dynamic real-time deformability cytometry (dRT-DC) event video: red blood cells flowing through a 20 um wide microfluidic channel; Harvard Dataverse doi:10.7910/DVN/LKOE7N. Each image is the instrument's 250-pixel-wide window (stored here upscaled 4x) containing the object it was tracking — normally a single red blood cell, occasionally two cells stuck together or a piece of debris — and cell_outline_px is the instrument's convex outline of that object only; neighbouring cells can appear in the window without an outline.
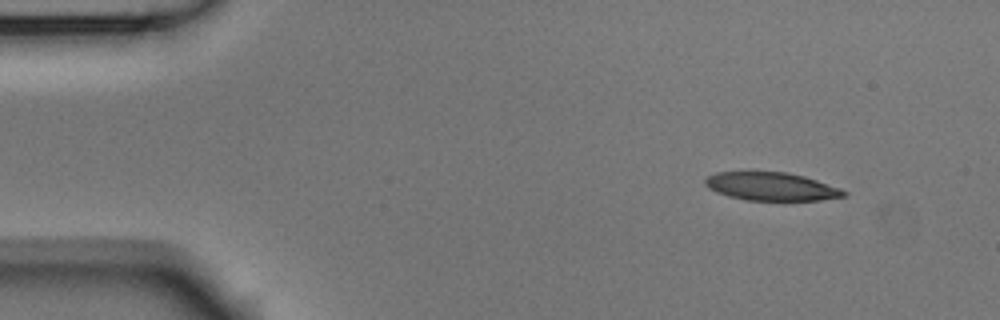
{"species": "Egyptian fruit bat (a non-hibernating species)", "species_latin": "Rousettus aegyptiacus", "temperature_condition": "room temperature", "stored_images_in_passage": 7, "camera_frame_rate_fps": 3000, "um_per_image_px": 0.085, "animal": {"sex": "male"}, "frame": {"image": 1, "passage_image": 1, "time_ms": 0.0, "image_size_px": [1000, 320], "cell_outline_px": [[848, 196], [820, 200], [744, 200], [728, 196], [716, 192], [708, 188], [704, 184], [704, 180], [708, 176], [716, 172], [788, 172], [804, 176], [840, 188], [848, 192]], "centroid_in_image_um": [65.56, 15.85], "position_along_channel_um": 19.4, "area_um2": 22.83}}
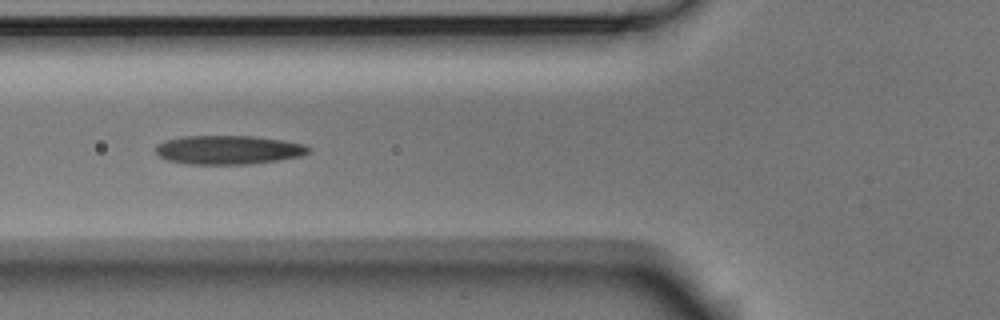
{"frame": {"image": 2, "passage_image": 5, "time_ms": 1.333, "image_size_px": [1000, 320], "cell_outline_px": [[312, 152], [304, 156], [248, 164], [188, 164], [168, 160], [160, 156], [156, 152], [156, 144], [164, 140], [180, 136], [252, 136], [284, 140], [304, 144], [312, 148]], "centroid_in_image_um": [19.45, 12.73], "position_along_channel_um": 106.4, "area_um2": 25.95}}
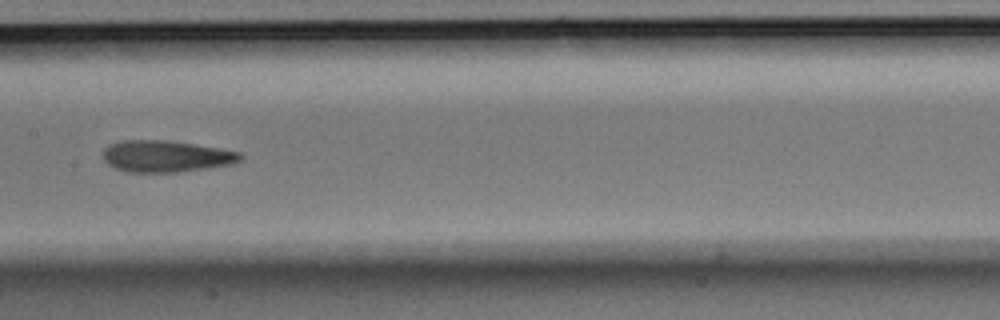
{"frame": {"image": 3, "passage_image": 7, "time_ms": 2.0, "image_size_px": [1000, 320], "cell_outline_px": [[244, 156], [240, 160], [232, 164], [176, 172], [128, 172], [116, 168], [108, 164], [104, 160], [104, 148], [108, 144], [120, 140], [164, 140], [220, 148], [240, 152]], "centroid_in_image_um": [14.09, 13.27], "position_along_channel_um": 193.3, "area_um2": 25.14}}